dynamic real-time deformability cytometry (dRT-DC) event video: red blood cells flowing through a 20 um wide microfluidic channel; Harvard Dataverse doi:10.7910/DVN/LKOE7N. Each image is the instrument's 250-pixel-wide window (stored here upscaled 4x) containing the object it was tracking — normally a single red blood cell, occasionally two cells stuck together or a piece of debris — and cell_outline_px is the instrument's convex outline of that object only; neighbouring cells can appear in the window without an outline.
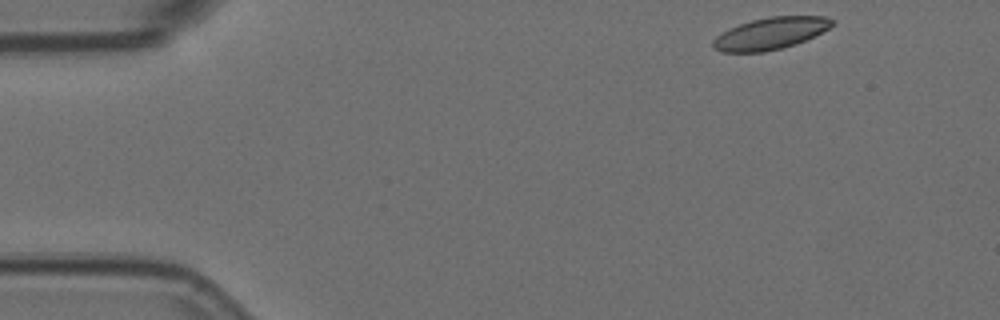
{"species": "Egyptian fruit bat (a non-hibernating species)", "species_latin": "Rousettus aegyptiacus", "temperature_condition": "room temperature", "stored_images_in_passage": 5, "camera_frame_rate_fps": 3000, "um_per_image_px": 0.085, "animal": {"sex": "female"}, "frame": {"image": 1, "passage_image": 1, "time_ms": 0.0, "image_size_px": [1000, 320], "cell_outline_px": [[832, 24], [828, 28], [796, 44], [764, 52], [720, 52], [712, 48], [712, 40], [716, 36], [728, 28], [752, 20], [768, 16], [824, 16], [832, 20]], "centroid_in_image_um": [65.4, 2.85], "position_along_channel_um": 19.6, "area_um2": 21.96}}
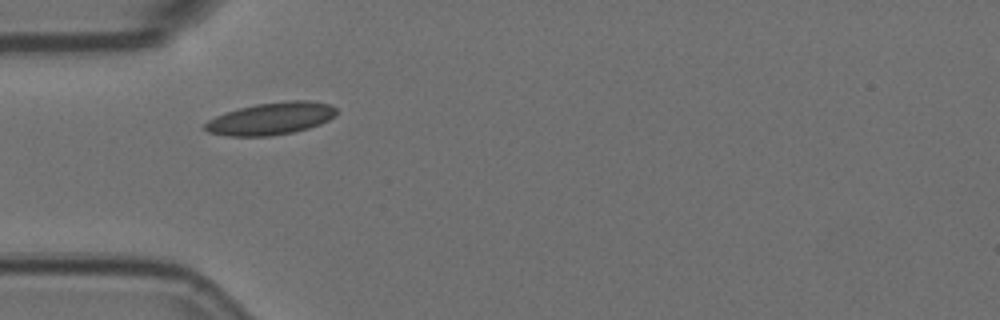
{"frame": {"image": 2, "passage_image": 4, "time_ms": 1.0, "image_size_px": [1000, 320], "cell_outline_px": [[336, 116], [320, 124], [308, 128], [292, 132], [268, 136], [228, 136], [208, 132], [204, 128], [204, 124], [208, 120], [216, 116], [240, 108], [256, 104], [288, 100], [308, 100], [332, 104], [336, 108]], "centroid_in_image_um": [23.06, 10.07], "position_along_channel_um": 61.9, "area_um2": 24.68}}
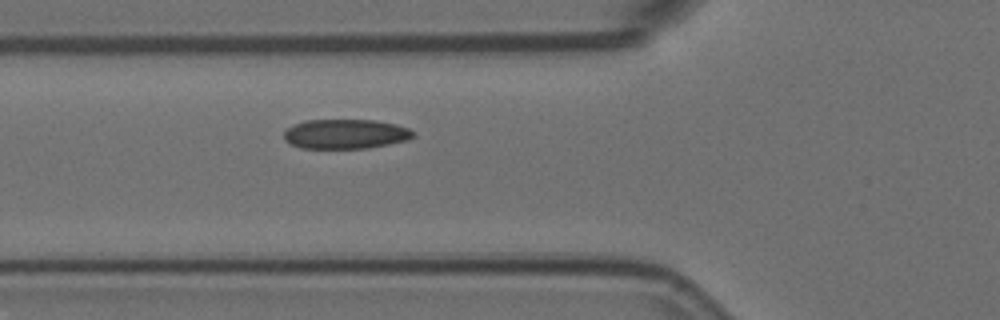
{"frame": {"image": 3, "passage_image": 5, "time_ms": 1.333, "image_size_px": [1000, 320], "cell_outline_px": [[412, 136], [408, 140], [368, 148], [300, 148], [284, 140], [284, 132], [292, 124], [304, 120], [376, 120], [396, 124], [408, 128], [412, 132]], "centroid_in_image_um": [29.33, 11.38], "position_along_channel_um": 96.5, "area_um2": 22.25}}